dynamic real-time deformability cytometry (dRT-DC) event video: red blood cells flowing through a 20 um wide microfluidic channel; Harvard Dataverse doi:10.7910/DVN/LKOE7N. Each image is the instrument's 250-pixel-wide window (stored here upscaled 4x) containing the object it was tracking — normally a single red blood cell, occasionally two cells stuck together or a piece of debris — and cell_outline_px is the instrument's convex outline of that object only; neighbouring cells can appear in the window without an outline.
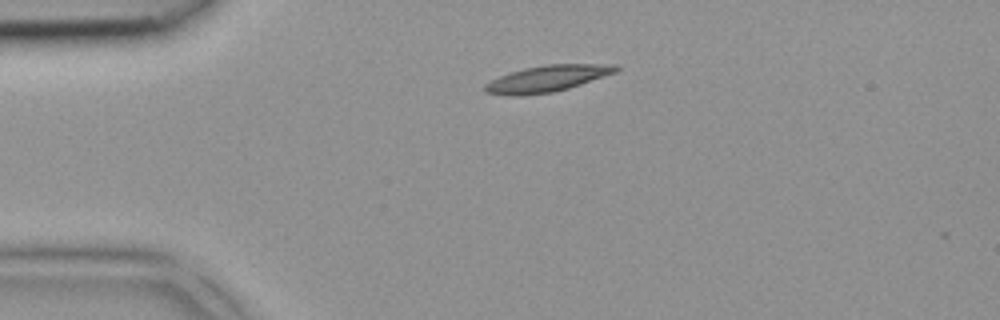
{"species": "common noctule bat (a hibernating species)", "species_latin": "Nyctalus noctula", "temperature_condition": "room temperature", "stored_images_in_passage": 3, "camera_frame_rate_fps": 3000, "um_per_image_px": 0.085, "animal": {"sex": "female", "body_mass_g": 18.4}, "frame": {"image": 1, "passage_image": 1, "time_ms": 0.0, "image_size_px": [1000, 320], "cell_outline_px": [[620, 68], [616, 72], [568, 88], [552, 92], [520, 96], [508, 96], [484, 92], [484, 84], [500, 76], [524, 68], [548, 64], [616, 64]], "centroid_in_image_um": [46.49, 6.68], "position_along_channel_um": 38.5, "area_um2": 20.0}}
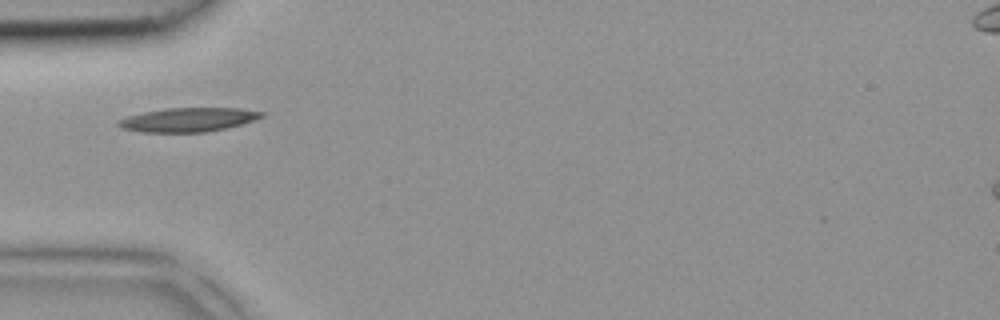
{"frame": {"image": 2, "passage_image": 2, "time_ms": 0.333, "image_size_px": [1000, 320], "cell_outline_px": [[268, 112], [264, 116], [228, 128], [204, 132], [144, 132], [120, 128], [116, 124], [116, 120], [128, 116], [144, 112], [164, 108], [240, 108]], "centroid_in_image_um": [15.99, 10.17], "position_along_channel_um": 69.0, "area_um2": 20.11}}